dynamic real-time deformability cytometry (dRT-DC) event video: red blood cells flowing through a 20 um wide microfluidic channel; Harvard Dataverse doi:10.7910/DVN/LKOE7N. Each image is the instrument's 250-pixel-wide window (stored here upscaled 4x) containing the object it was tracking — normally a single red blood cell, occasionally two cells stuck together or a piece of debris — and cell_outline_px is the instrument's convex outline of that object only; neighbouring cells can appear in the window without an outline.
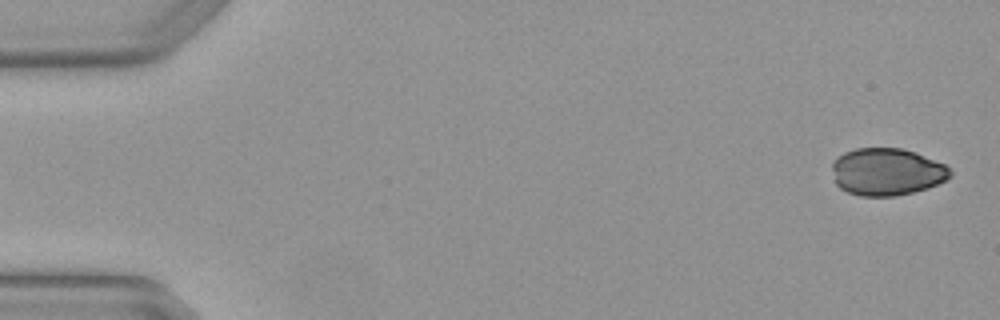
{"species": "Egyptian fruit bat (a non-hibernating species)", "species_latin": "Rousettus aegyptiacus", "temperature_condition": "warm", "stored_images_in_passage": 3, "segment_of_instrument_passage": [2, 2], "camera_frame_rate_fps": 3000, "um_per_image_px": 0.085, "animal": {"sex": "female"}, "frame": {"image": 1, "passage_image": 3, "time_ms": 0.667, "image_size_px": [1000, 320], "cell_outline_px": [[952, 176], [928, 188], [896, 196], [860, 196], [848, 192], [840, 188], [836, 184], [832, 168], [832, 160], [844, 152], [856, 148], [900, 148], [916, 152], [944, 164], [952, 172]], "centroid_in_image_um": [75.36, 14.6], "position_along_channel_um": 9.6, "area_um2": 32.6}}